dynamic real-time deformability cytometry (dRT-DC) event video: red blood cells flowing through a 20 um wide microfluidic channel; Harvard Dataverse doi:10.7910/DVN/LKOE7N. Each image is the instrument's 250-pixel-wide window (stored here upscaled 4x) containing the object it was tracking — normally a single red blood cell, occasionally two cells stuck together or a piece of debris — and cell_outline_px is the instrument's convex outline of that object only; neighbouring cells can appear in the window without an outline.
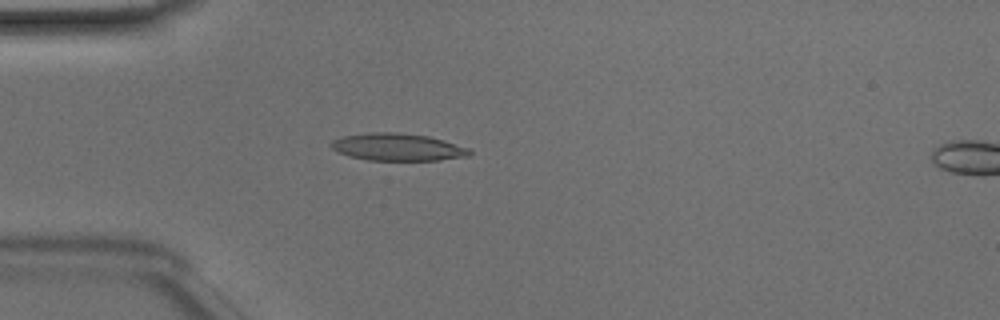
{"species": "Egyptian fruit bat (a non-hibernating species)", "species_latin": "Rousettus aegyptiacus", "temperature_condition": "room temperature", "stored_images_in_passage": 39, "camera_frame_rate_fps": 3000, "um_per_image_px": 0.085, "animal": {"sex": "male"}, "frame": {"image": 1, "passage_image": 4, "time_ms": 1.0, "image_size_px": [1000, 320], "cell_outline_px": [[472, 152], [468, 156], [436, 160], [368, 160], [336, 152], [328, 144], [332, 140], [340, 136], [368, 132], [396, 132], [428, 136], [468, 148]], "centroid_in_image_um": [33.72, 12.49], "position_along_channel_um": 51.3, "area_um2": 21.96}}
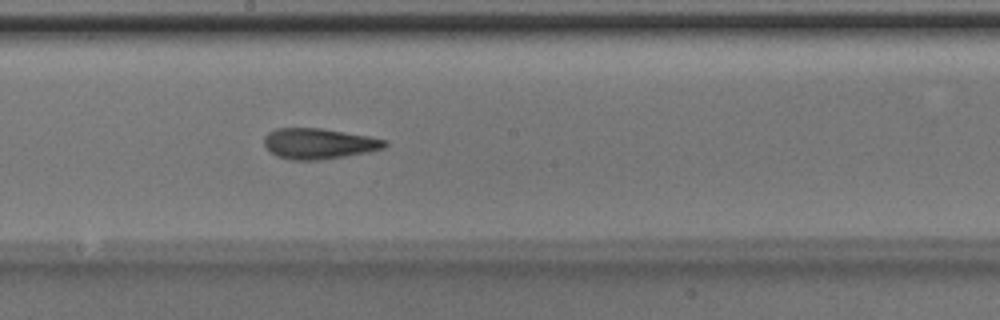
{"frame": {"image": 2, "passage_image": 17, "time_ms": 5.333, "image_size_px": [1000, 320], "cell_outline_px": [[388, 144], [384, 148], [368, 152], [320, 160], [292, 160], [276, 156], [264, 144], [264, 136], [268, 132], [276, 128], [320, 128], [368, 136], [388, 140]], "centroid_in_image_um": [27.1, 12.2], "position_along_channel_um": 221.1, "area_um2": 21.5}}
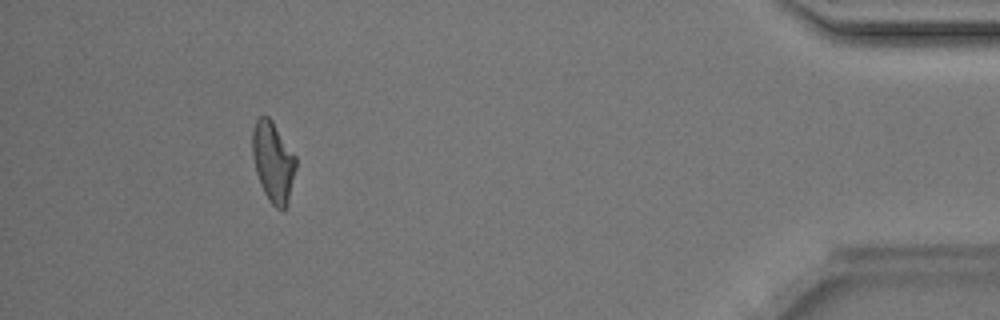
{"frame": {"image": 3, "passage_image": 35, "time_ms": 11.333, "image_size_px": [1000, 320], "cell_outline_px": [[296, 168], [288, 204], [284, 212], [276, 208], [268, 200], [260, 184], [256, 172], [252, 152], [252, 128], [256, 120], [260, 116], [268, 116], [272, 120], [296, 156]], "centroid_in_image_um": [23.22, 13.78], "position_along_channel_um": 412.0, "area_um2": 20.58}, "authors_computed_cell_mechanics": {"area_um2": 20.7502, "velocity_mm_per_s": 4.1636, "shape_relaxation_time_tau1_ms": 3.2588, "shape_relaxation_time_tau2_ms": 2.2062, "deformation_change_tau1": 0.1529, "deformation_change_tau2": 0.1063}}